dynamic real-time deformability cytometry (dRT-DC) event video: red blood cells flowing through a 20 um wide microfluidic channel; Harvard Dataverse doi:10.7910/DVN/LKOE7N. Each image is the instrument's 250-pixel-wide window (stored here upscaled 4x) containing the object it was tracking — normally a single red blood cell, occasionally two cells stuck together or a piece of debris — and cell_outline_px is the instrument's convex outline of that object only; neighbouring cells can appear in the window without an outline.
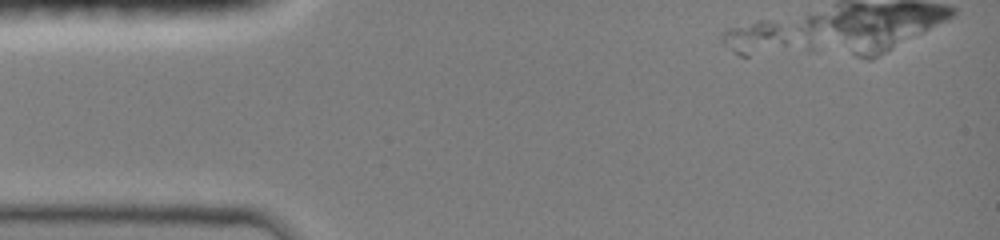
{"species": "common noctule bat (a hibernating species)", "species_latin": "Nyctalus noctula", "temperature_condition": "room temperature", "stored_images_in_passage": 10, "camera_frame_rate_fps": 3000, "um_per_image_px": 0.085, "animal": {"sex": "female", "body_mass_g": 19.0, "forearm_length_mm": 51.5}, "frame": {"image": 1, "passage_image": 1, "time_ms": 0.0, "image_size_px": [1000, 240], "cell_outline_px": [[784, 44], [748, 56], [740, 56], [724, 44], [720, 40], [720, 36], [728, 28], [756, 20], [772, 20], [776, 24], [784, 40]], "centroid_in_image_um": [63.97, 3.18], "position_along_channel_um": 21.0, "area_um2": 11.73}}